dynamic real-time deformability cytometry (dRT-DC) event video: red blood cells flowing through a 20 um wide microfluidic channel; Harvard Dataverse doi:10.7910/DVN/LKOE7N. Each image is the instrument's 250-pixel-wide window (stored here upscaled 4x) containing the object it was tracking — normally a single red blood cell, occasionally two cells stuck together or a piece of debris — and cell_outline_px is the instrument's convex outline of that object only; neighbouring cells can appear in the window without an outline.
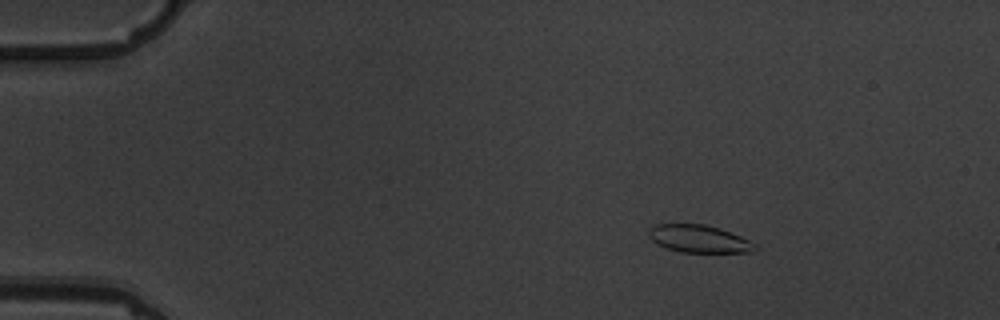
{"species": "common noctule bat (a hibernating species)", "species_latin": "Nyctalus noctula", "temperature_condition": "warm", "stored_images_in_passage": 14, "camera_frame_rate_fps": 3000, "um_per_image_px": 0.085, "animal": {"sex": "male", "body_mass_g": 19.5, "forearm_length_mm": 54.6}, "frame": {"image": 1, "passage_image": 2, "time_ms": 1.0, "image_size_px": [1000, 320], "cell_outline_px": [[756, 248], [752, 252], [680, 252], [656, 244], [648, 236], [648, 232], [652, 224], [704, 224], [720, 228], [740, 236], [756, 244]], "centroid_in_image_um": [59.38, 20.29], "position_along_channel_um": 25.6, "area_um2": 17.05}}
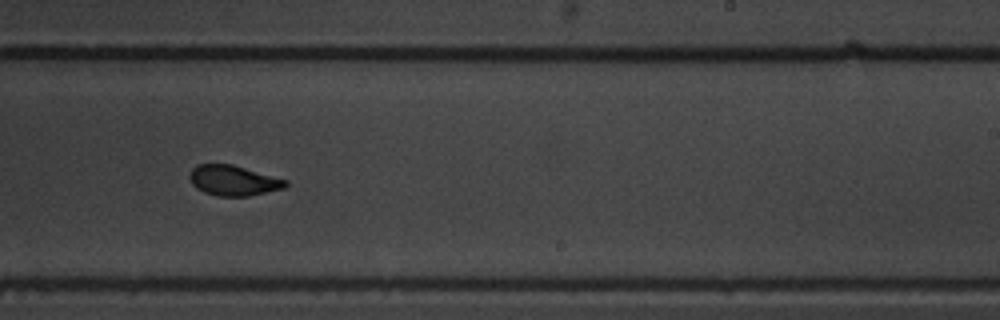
{"frame": {"image": 2, "passage_image": 9, "time_ms": 10.0, "image_size_px": [1000, 320], "cell_outline_px": [[288, 184], [284, 188], [248, 196], [216, 196], [204, 192], [196, 188], [192, 184], [188, 176], [192, 168], [196, 164], [232, 164], [288, 180]], "centroid_in_image_um": [19.81, 15.34], "position_along_channel_um": 269.2, "area_um2": 16.99}}
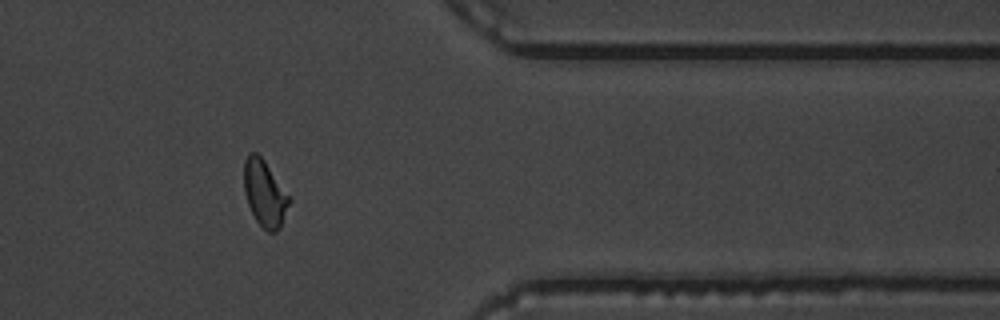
{"frame": {"image": 3, "passage_image": 12, "time_ms": 13.667, "image_size_px": [1000, 320], "cell_outline_px": [[292, 200], [280, 228], [276, 232], [268, 232], [256, 220], [248, 204], [244, 192], [244, 160], [248, 152], [256, 152], [264, 160], [292, 196]], "centroid_in_image_um": [22.53, 16.42], "position_along_channel_um": 388.9, "area_um2": 17.86}, "authors_computed_cell_mechanics": {"area_um2": 17.5712, "velocity_mm_per_s": 3.6316, "shape_relaxation_time_tau1_ms": 2.5967, "shape_relaxation_time_tau2_ms": 1.0536, "deformation_change_tau1": 0.1201, "deformation_change_tau2": 0.0428}}